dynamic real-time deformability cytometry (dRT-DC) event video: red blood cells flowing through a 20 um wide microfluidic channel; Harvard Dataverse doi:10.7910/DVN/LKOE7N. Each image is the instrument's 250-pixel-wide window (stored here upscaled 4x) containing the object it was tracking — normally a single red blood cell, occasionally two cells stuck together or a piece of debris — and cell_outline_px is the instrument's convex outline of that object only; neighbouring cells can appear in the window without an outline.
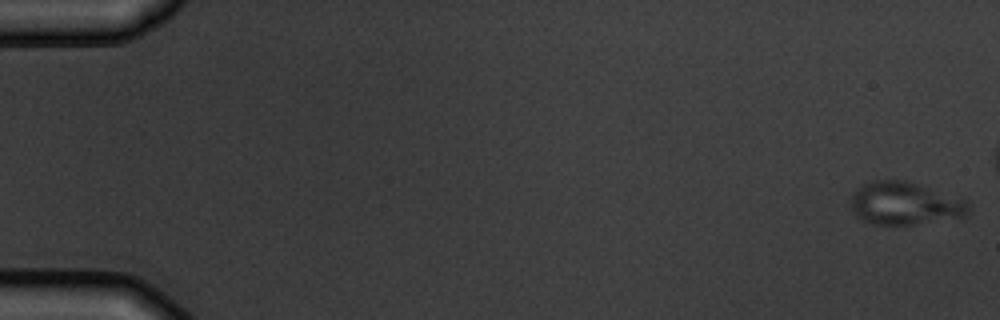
{"species": "common noctule bat (a hibernating species)", "species_latin": "Nyctalus noctula", "temperature_condition": "warm", "stored_images_in_passage": 6, "camera_frame_rate_fps": 3000, "um_per_image_px": 0.085, "animal": {"sex": "male", "body_mass_g": 19.5, "forearm_length_mm": 54.6}, "frame": {"image": 1, "passage_image": 1, "time_ms": 0.0, "image_size_px": [1000, 320], "cell_outline_px": [[972, 212], [968, 216], [916, 224], [872, 224], [856, 216], [852, 208], [852, 192], [864, 184], [872, 180], [904, 180], [968, 200]], "centroid_in_image_um": [76.96, 17.3], "position_along_channel_um": 8.0, "area_um2": 29.36}}